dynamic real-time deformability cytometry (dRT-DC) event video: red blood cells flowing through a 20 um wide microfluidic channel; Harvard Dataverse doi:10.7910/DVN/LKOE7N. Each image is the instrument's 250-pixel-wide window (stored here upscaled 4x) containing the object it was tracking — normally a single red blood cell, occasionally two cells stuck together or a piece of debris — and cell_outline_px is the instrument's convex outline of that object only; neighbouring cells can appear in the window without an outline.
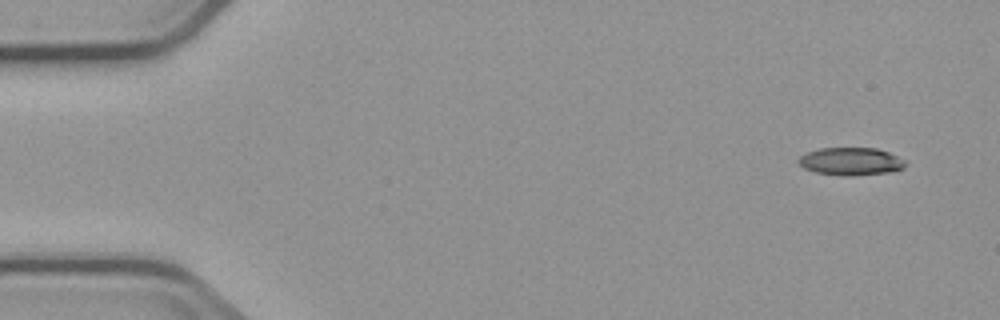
{"species": "common noctule bat (a hibernating species)", "species_latin": "Nyctalus noctula", "temperature_condition": "cold", "stored_images_in_passage": 9, "camera_frame_rate_fps": 3000, "um_per_image_px": 0.085, "animal": {"sex": "male", "body_mass_g": 23.1, "forearm_length_mm": 52.7}, "frame": {"image": 1, "passage_image": 1, "time_ms": 0.0, "image_size_px": [1000, 320], "cell_outline_px": [[908, 164], [904, 168], [888, 172], [816, 172], [804, 168], [796, 160], [800, 156], [808, 152], [820, 148], [876, 148], [888, 152], [904, 160]], "centroid_in_image_um": [72.32, 13.64], "position_along_channel_um": 12.7, "area_um2": 16.07}}
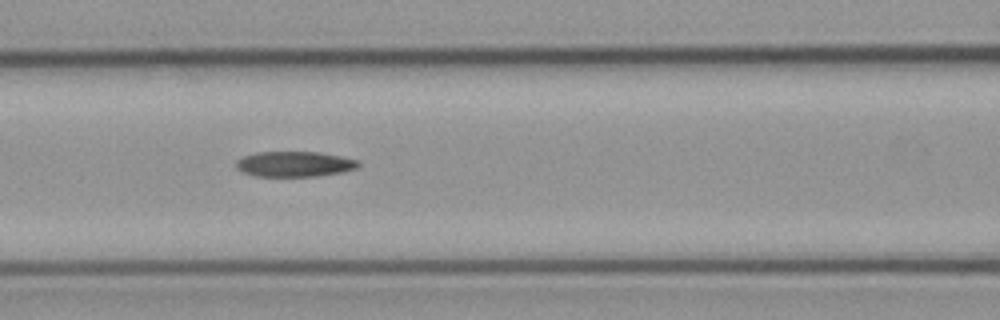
{"frame": {"image": 2, "passage_image": 6, "time_ms": 6.667, "image_size_px": [1000, 320], "cell_outline_px": [[360, 164], [356, 168], [340, 172], [316, 176], [256, 176], [244, 172], [236, 168], [236, 160], [244, 156], [256, 152], [320, 152], [360, 160]], "centroid_in_image_um": [25.03, 13.93], "position_along_channel_um": 141.6, "area_um2": 17.98}}
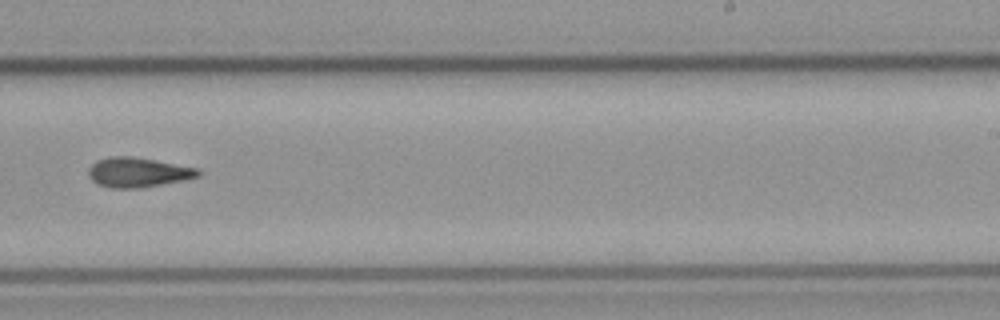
{"frame": {"image": 3, "passage_image": 9, "time_ms": 10.333, "image_size_px": [1000, 320], "cell_outline_px": [[200, 176], [184, 180], [140, 188], [112, 188], [96, 184], [88, 176], [88, 168], [96, 160], [108, 156], [132, 156], [200, 168]], "centroid_in_image_um": [11.71, 14.64], "position_along_channel_um": 277.3, "area_um2": 19.19}}